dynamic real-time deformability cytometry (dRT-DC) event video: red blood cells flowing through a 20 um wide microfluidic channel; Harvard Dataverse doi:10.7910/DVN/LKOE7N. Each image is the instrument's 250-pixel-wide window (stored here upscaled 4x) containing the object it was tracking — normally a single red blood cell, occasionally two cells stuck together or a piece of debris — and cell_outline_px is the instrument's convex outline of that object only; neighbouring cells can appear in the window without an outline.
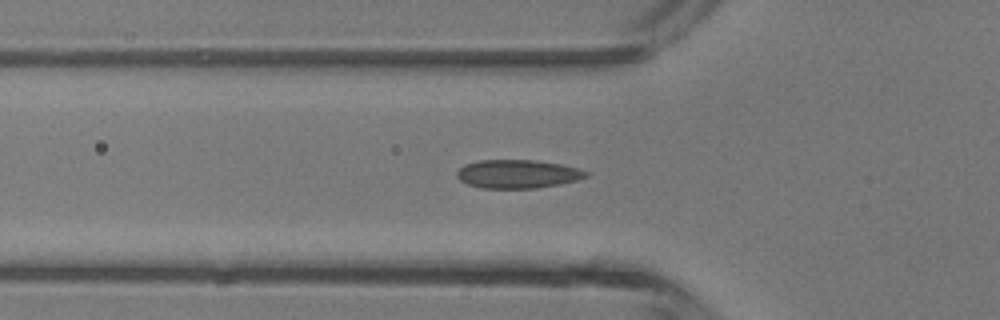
{"species": "common noctule bat (a hibernating species)", "species_latin": "Nyctalus noctula", "temperature_condition": "room temperature", "stored_images_in_passage": 32, "camera_frame_rate_fps": 3000, "um_per_image_px": 0.085, "animal": {"sex": "male", "body_mass_g": 13.3}, "frame": {"image": 1, "passage_image": 6, "time_ms": 1.667, "image_size_px": [1000, 320], "cell_outline_px": [[588, 176], [576, 180], [560, 184], [536, 188], [480, 188], [468, 184], [460, 180], [456, 176], [456, 172], [464, 164], [480, 160], [536, 160], [560, 164], [580, 168], [588, 172]], "centroid_in_image_um": [43.99, 14.78], "position_along_channel_um": 81.8, "area_um2": 21.5}}
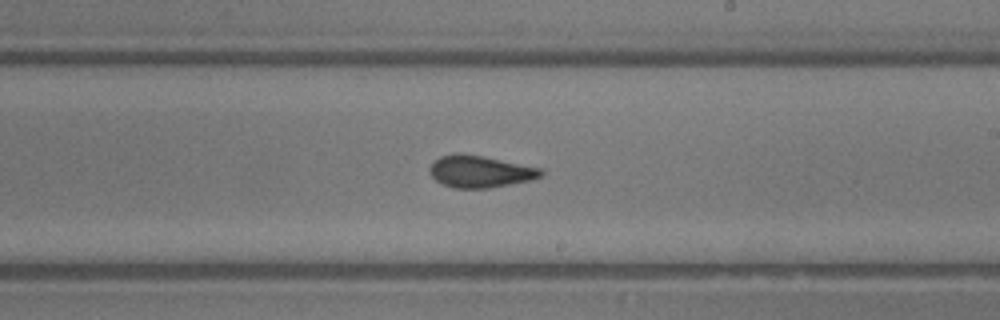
{"frame": {"image": 2, "passage_image": 17, "time_ms": 5.333, "image_size_px": [1000, 320], "cell_outline_px": [[544, 176], [532, 180], [488, 188], [452, 188], [436, 180], [428, 172], [428, 168], [440, 156], [456, 152], [460, 152], [484, 156], [544, 168]], "centroid_in_image_um": [40.85, 14.56], "position_along_channel_um": 248.2, "area_um2": 21.1}}
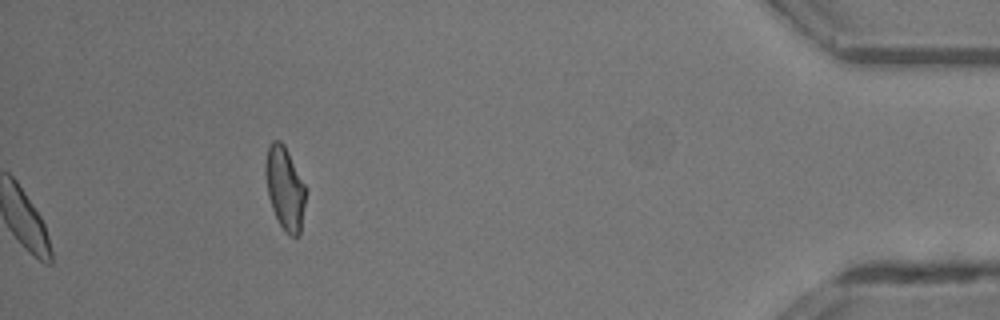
{"frame": {"image": 3, "passage_image": 32, "time_ms": 10.333, "image_size_px": [1000, 320], "cell_outline_px": [[308, 188], [300, 232], [296, 236], [288, 236], [284, 232], [272, 208], [268, 196], [264, 172], [264, 164], [268, 148], [272, 140], [280, 140], [284, 144]], "centroid_in_image_um": [24.23, 15.98], "position_along_channel_um": 411.0, "area_um2": 19.88}, "authors_computed_cell_mechanics": {"area_um2": 20.6057, "velocity_mm_per_s": 4.5131, "shape_relaxation_time_tau1_ms": 5.2323, "shape_relaxation_time_tau2_ms": 1.6874, "deformation_change_tau1": 0.1414, "deformation_change_tau2": 0.0603}}